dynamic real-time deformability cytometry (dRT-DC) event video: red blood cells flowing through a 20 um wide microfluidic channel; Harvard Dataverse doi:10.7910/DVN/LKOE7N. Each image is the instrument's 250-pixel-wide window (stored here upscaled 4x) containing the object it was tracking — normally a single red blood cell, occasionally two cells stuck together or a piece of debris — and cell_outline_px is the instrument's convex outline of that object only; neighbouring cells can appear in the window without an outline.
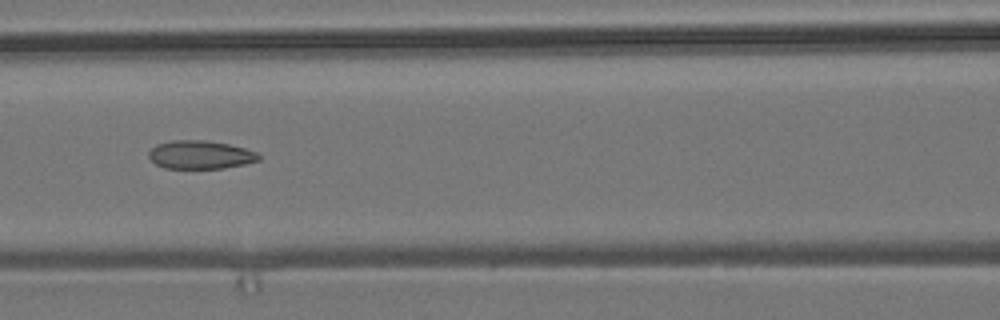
{"species": "common noctule bat (a hibernating species)", "species_latin": "Nyctalus noctula", "temperature_condition": "room temperature", "stored_images_in_passage": 7, "camera_frame_rate_fps": 3000, "um_per_image_px": 0.085, "animal": {"sex": "male", "body_mass_g": 19.2, "forearm_length_mm": 51.8}, "frame": {"image": 1, "passage_image": 7, "time_ms": 2.0, "image_size_px": [1000, 320], "cell_outline_px": [[260, 160], [244, 164], [224, 168], [164, 168], [156, 164], [148, 156], [148, 152], [156, 144], [172, 140], [204, 140], [228, 144], [244, 148], [256, 152], [260, 156]], "centroid_in_image_um": [17.01, 13.15], "position_along_channel_um": 149.6, "area_um2": 18.09}}